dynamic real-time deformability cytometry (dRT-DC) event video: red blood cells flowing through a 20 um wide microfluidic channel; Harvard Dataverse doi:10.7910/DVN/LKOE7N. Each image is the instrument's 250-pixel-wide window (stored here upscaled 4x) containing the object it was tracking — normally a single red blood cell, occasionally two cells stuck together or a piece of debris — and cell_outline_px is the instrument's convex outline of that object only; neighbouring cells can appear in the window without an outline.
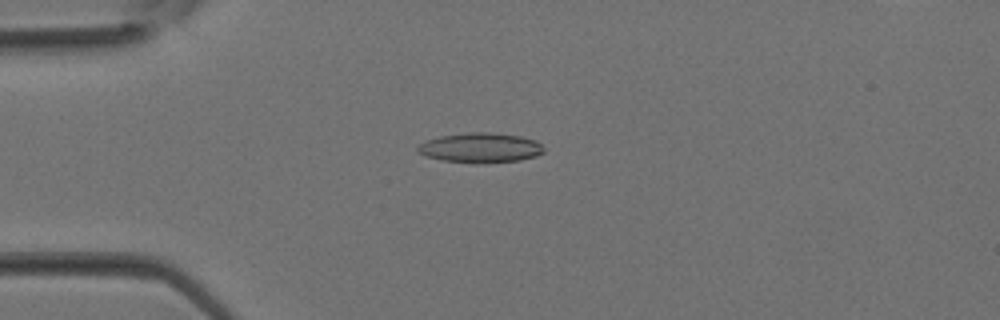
{"species": "Egyptian fruit bat (a non-hibernating species)", "species_latin": "Rousettus aegyptiacus", "temperature_condition": "room temperature", "stored_images_in_passage": 36, "segment_of_instrument_passage": [1, 2], "camera_frame_rate_fps": 3000, "um_per_image_px": 0.085, "animal": {"sex": "female"}, "frame": {"image": 1, "passage_image": 8, "time_ms": 2.333, "image_size_px": [1000, 320], "cell_outline_px": [[544, 152], [536, 156], [520, 160], [444, 160], [428, 156], [416, 152], [416, 148], [420, 144], [428, 140], [440, 136], [468, 132], [488, 132], [520, 136], [536, 140], [544, 148]], "centroid_in_image_um": [40.86, 12.5], "position_along_channel_um": 44.1, "area_um2": 20.81}}
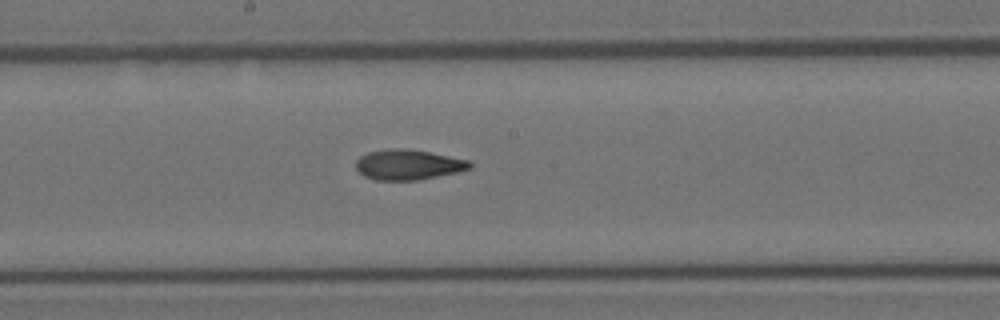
{"frame": {"image": 2, "passage_image": 18, "time_ms": 5.667, "image_size_px": [1000, 320], "cell_outline_px": [[472, 168], [456, 172], [416, 180], [376, 180], [364, 176], [356, 168], [356, 160], [360, 156], [368, 152], [396, 148], [408, 148], [468, 160], [472, 164]], "centroid_in_image_um": [34.67, 13.99], "position_along_channel_um": 213.5, "area_um2": 19.83}}
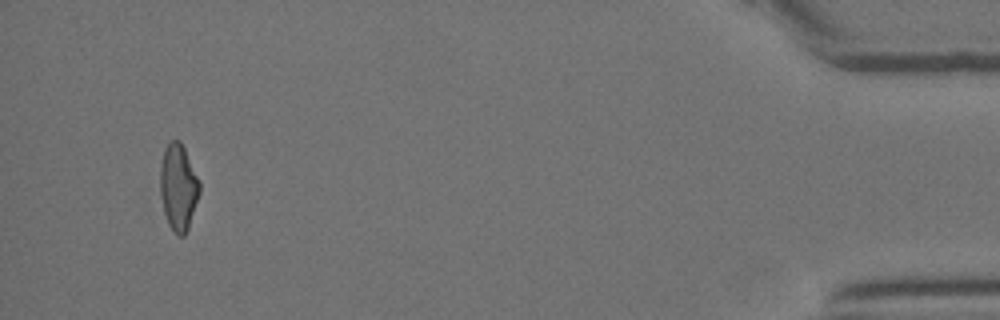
{"frame": {"image": 3, "passage_image": 33, "time_ms": 10.667, "image_size_px": [1000, 320], "cell_outline_px": [[200, 192], [188, 228], [184, 236], [176, 236], [168, 224], [164, 212], [160, 196], [160, 168], [164, 148], [172, 140], [180, 140], [200, 180]], "centroid_in_image_um": [15.16, 15.92], "position_along_channel_um": 420.0, "area_um2": 19.94}}